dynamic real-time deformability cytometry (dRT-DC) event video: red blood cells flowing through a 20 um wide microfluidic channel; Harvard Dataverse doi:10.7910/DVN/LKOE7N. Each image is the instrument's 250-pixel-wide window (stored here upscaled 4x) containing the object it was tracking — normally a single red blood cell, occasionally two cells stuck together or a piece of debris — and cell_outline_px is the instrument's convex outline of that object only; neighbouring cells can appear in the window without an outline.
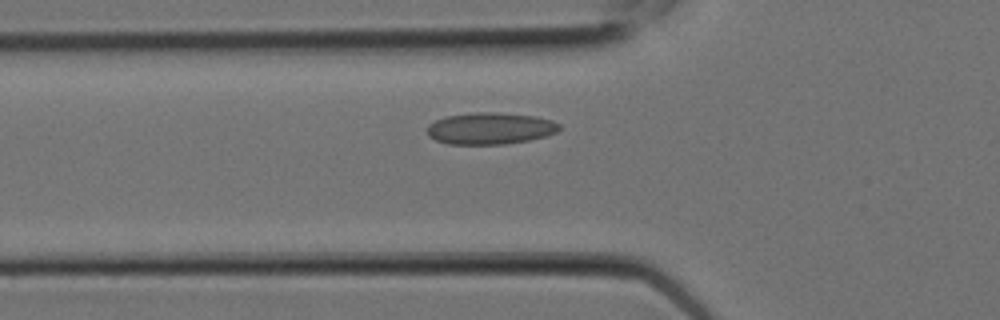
{"species": "Egyptian fruit bat (a non-hibernating species)", "species_latin": "Rousettus aegyptiacus", "temperature_condition": "room temperature", "stored_images_in_passage": 4, "camera_frame_rate_fps": 3000, "um_per_image_px": 0.085, "animal": {"sex": "female"}, "frame": {"image": 1, "passage_image": 4, "time_ms": 1.0, "image_size_px": [1000, 320], "cell_outline_px": [[560, 128], [556, 132], [544, 136], [528, 140], [504, 144], [448, 144], [436, 140], [428, 136], [428, 124], [444, 116], [476, 112], [496, 112], [536, 116], [552, 120], [560, 124]], "centroid_in_image_um": [41.65, 10.9], "position_along_channel_um": 84.1, "area_um2": 24.45}}